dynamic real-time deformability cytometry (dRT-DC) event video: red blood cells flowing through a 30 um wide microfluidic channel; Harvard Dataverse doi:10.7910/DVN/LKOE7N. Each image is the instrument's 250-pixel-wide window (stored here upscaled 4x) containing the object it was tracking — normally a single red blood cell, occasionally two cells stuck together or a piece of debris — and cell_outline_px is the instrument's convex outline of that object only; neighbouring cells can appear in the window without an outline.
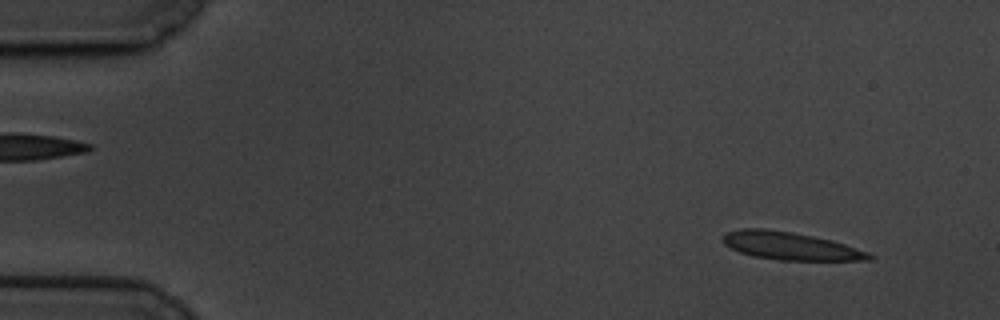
{"species": "common noctule bat (a hibernating species)", "species_latin": "Nyctalus noctula", "temperature_condition": "cold", "stored_images_in_passage": 58, "camera_frame_rate_fps": 3000, "um_per_image_px": 0.085, "animal": {"sex": "male", "body_mass_g": 19.5, "forearm_length_mm": 54.6}, "frame": {"image": 1, "passage_image": 4, "time_ms": 1.0, "image_size_px": [1000, 320], "cell_outline_px": [[876, 256], [872, 260], [780, 260], [752, 256], [740, 252], [724, 244], [720, 240], [720, 236], [724, 232], [740, 228], [768, 228], [792, 232], [832, 240], [868, 252]], "centroid_in_image_um": [67.12, 20.89], "position_along_channel_um": 17.9, "area_um2": 23.93}}
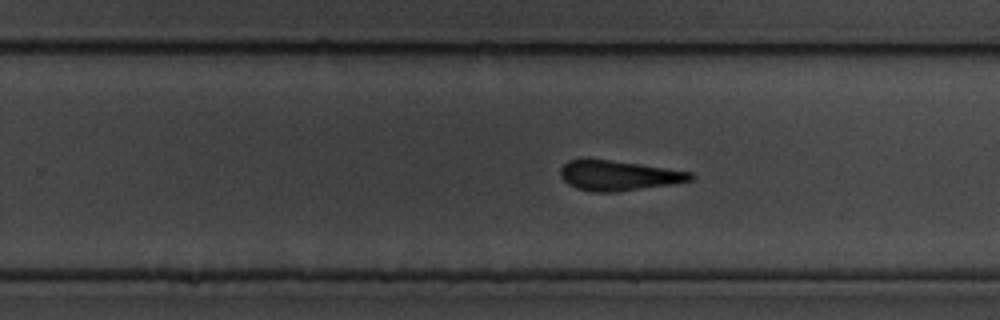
{"frame": {"image": 2, "passage_image": 36, "time_ms": 11.667, "image_size_px": [1000, 320], "cell_outline_px": [[696, 176], [692, 180], [672, 184], [616, 192], [592, 192], [576, 188], [568, 184], [560, 176], [560, 168], [568, 160], [580, 156], [584, 156], [640, 164], [692, 172]], "centroid_in_image_um": [52.51, 14.89], "position_along_channel_um": 277.3, "area_um2": 23.35}}
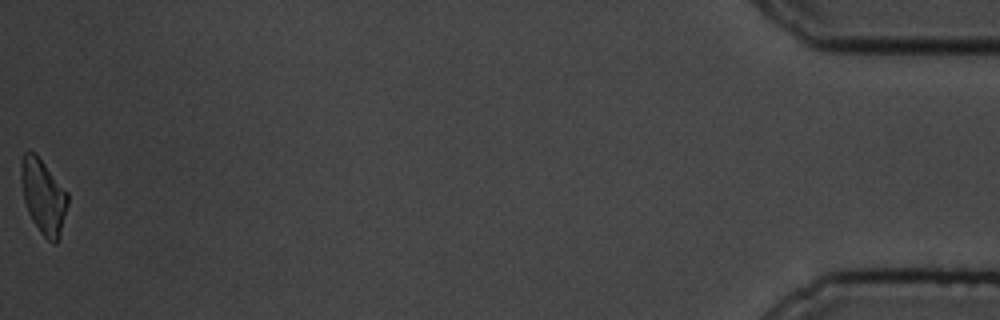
{"frame": {"image": 3, "passage_image": 58, "time_ms": 19.0, "image_size_px": [1000, 320], "cell_outline_px": [[68, 204], [60, 236], [56, 244], [52, 244], [40, 232], [32, 220], [28, 212], [24, 200], [20, 180], [20, 164], [24, 152], [28, 148], [36, 152], [68, 192]], "centroid_in_image_um": [3.67, 16.65], "position_along_channel_um": 431.5, "area_um2": 20.75}, "authors_computed_cell_mechanics": {"area_um2": 23.4379, "velocity_mm_per_s": 3.3732, "shape_relaxation_time_tau1_ms": 5.4506, "shape_relaxation_time_tau2_ms": 2.5492, "deformation_change_tau1": 0.1702, "deformation_change_tau2": 0.1144}}